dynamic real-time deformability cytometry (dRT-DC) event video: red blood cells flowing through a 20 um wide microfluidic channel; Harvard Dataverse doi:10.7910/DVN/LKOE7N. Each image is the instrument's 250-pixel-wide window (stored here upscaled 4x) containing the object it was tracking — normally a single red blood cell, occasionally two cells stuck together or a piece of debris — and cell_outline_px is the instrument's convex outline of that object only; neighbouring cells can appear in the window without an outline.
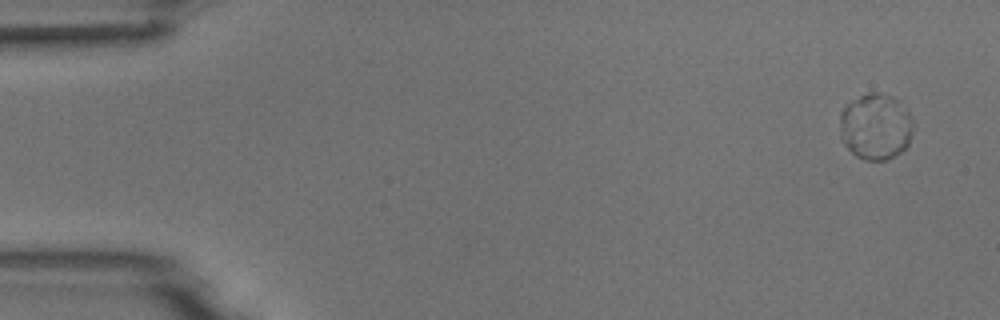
{"species": "common noctule bat (a hibernating species)", "species_latin": "Nyctalus noctula", "temperature_condition": "room temperature", "stored_images_in_passage": 9, "camera_frame_rate_fps": 3000, "um_per_image_px": 0.085, "animal": {"sex": "male", "body_mass_g": 18.8}, "frame": {"image": 1, "passage_image": 1, "time_ms": 0.0, "image_size_px": [1000, 320], "cell_outline_px": [[912, 132], [908, 144], [900, 152], [884, 160], [864, 160], [856, 156], [840, 140], [840, 112], [848, 104], [860, 96], [868, 92], [876, 92], [892, 96], [900, 100], [908, 112], [912, 120]], "centroid_in_image_um": [74.41, 10.75], "position_along_channel_um": 10.6, "area_um2": 28.26}}